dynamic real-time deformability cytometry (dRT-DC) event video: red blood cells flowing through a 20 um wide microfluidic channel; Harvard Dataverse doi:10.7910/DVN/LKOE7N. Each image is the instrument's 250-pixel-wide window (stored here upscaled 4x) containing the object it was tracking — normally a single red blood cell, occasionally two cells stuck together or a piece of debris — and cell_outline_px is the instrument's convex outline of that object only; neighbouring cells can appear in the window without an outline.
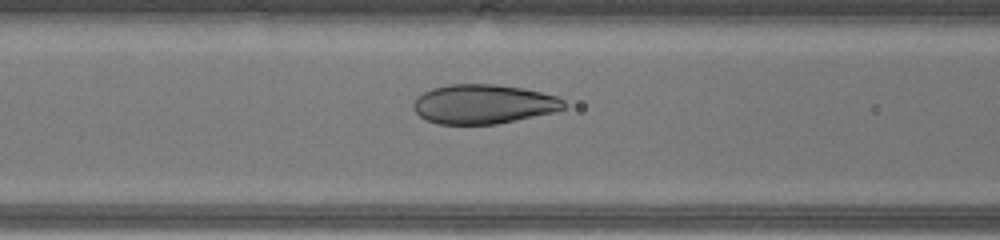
{"species": "human", "species_latin": "Homo sapiens", "temperature_condition": "warm", "stored_images_in_passage": 46, "camera_frame_rate_fps": 3000, "um_per_image_px": 0.085, "donor": {"sex": "male"}, "frame": {"image": 1, "passage_image": 18, "time_ms": 5.667, "image_size_px": [1000, 240], "cell_outline_px": [[564, 108], [556, 112], [496, 124], [436, 124], [420, 116], [412, 108], [412, 104], [416, 96], [432, 88], [448, 84], [492, 84], [524, 88], [556, 96], [564, 100]], "centroid_in_image_um": [41.07, 8.85], "position_along_channel_um": 125.5, "area_um2": 34.62}}
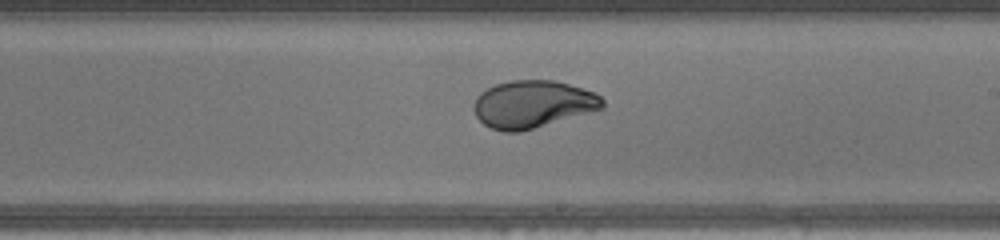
{"frame": {"image": 2, "passage_image": 26, "time_ms": 8.333, "image_size_px": [1000, 240], "cell_outline_px": [[604, 108], [520, 132], [504, 132], [492, 128], [484, 124], [476, 116], [472, 108], [476, 96], [480, 92], [496, 84], [508, 80], [556, 80], [592, 92], [600, 96], [604, 100]], "centroid_in_image_um": [45.25, 8.85], "position_along_channel_um": 243.8, "area_um2": 35.49}}
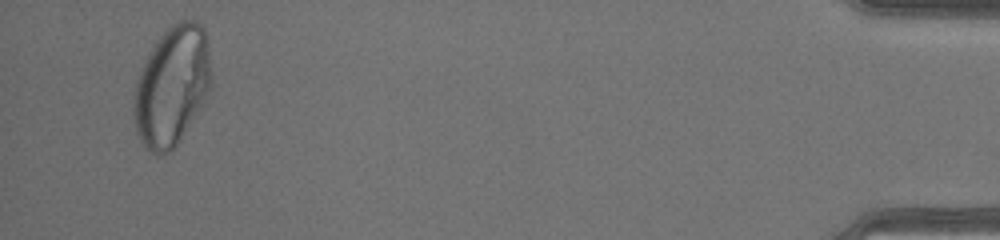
{"frame": {"image": 3, "passage_image": 44, "time_ms": 14.333, "image_size_px": [1000, 240], "cell_outline_px": [[212, 84], [204, 100], [180, 140], [168, 152], [156, 156], [148, 152], [140, 140], [136, 132], [132, 112], [132, 96], [136, 80], [148, 52], [156, 40], [172, 24], [180, 20], [196, 20], [204, 28], [208, 48]], "centroid_in_image_um": [14.57, 7.32], "position_along_channel_um": 420.6, "area_um2": 54.33}, "authors_computed_cell_mechanics": {"area_um2": 37.3388, "velocity_mm_per_s": 4.4219, "shape_relaxation_time_tau1_ms": 5.3335, "shape_relaxation_time_tau2_ms": null, "deformation_change_tau1": 0.2541, "deformation_change_tau2": null}}